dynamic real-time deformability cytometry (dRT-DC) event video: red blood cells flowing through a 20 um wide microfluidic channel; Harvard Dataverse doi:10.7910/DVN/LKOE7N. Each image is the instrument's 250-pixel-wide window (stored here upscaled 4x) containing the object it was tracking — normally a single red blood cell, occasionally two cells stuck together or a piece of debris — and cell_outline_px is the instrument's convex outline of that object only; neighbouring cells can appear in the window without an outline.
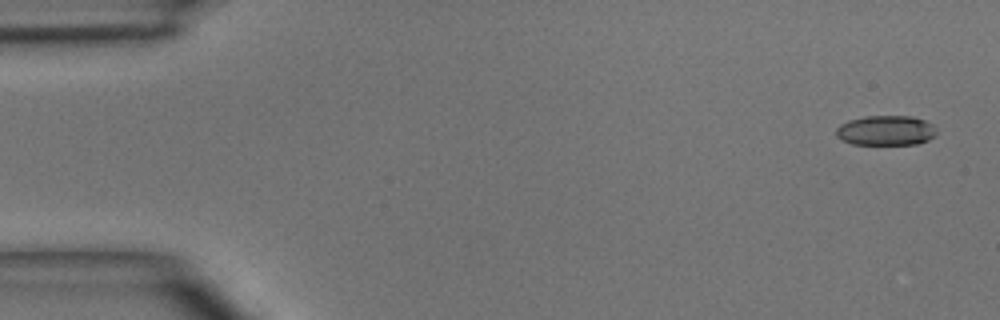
{"species": "common noctule bat (a hibernating species)", "species_latin": "Nyctalus noctula", "temperature_condition": "room temperature", "stored_images_in_passage": 3, "camera_frame_rate_fps": 3000, "um_per_image_px": 0.085, "animal": {"sex": "male", "body_mass_g": 15.6}, "frame": {"image": 1, "passage_image": 1, "time_ms": 0.0, "image_size_px": [1000, 320], "cell_outline_px": [[936, 136], [928, 140], [916, 144], [852, 144], [836, 136], [836, 128], [840, 124], [848, 120], [864, 116], [912, 116], [924, 120], [932, 124], [936, 128]], "centroid_in_image_um": [75.31, 11.08], "position_along_channel_um": 9.7, "area_um2": 17.57}}